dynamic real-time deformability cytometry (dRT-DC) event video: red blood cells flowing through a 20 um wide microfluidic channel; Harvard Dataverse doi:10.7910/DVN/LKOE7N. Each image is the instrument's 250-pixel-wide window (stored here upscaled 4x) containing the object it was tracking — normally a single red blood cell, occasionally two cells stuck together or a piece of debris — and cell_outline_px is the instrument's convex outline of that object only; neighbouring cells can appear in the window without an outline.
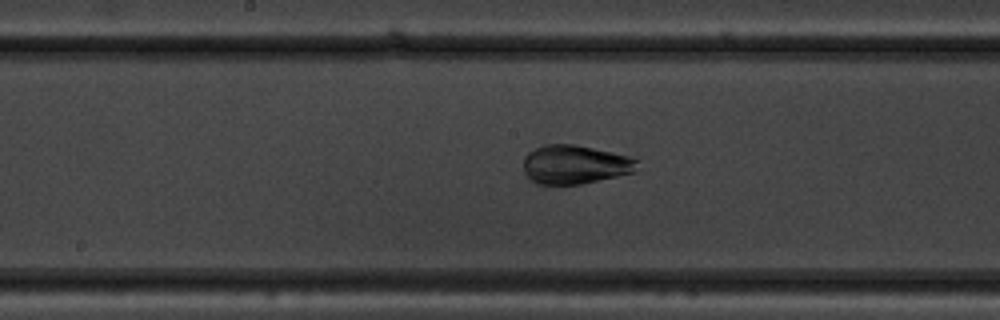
{"species": "common noctule bat (a hibernating species)", "species_latin": "Nyctalus noctula", "temperature_condition": "warm", "stored_images_in_passage": 48, "camera_frame_rate_fps": 3000, "um_per_image_px": 0.085, "animal": {"sex": "male", "body_mass_g": 19.5, "forearm_length_mm": 54.6}, "frame": {"image": 1, "passage_image": 28, "time_ms": 9.0, "image_size_px": [1000, 320], "cell_outline_px": [[636, 172], [580, 184], [536, 184], [524, 172], [524, 156], [528, 152], [544, 144], [576, 144], [632, 156], [636, 160]], "centroid_in_image_um": [48.88, 13.97], "position_along_channel_um": 199.3, "area_um2": 25.84}}